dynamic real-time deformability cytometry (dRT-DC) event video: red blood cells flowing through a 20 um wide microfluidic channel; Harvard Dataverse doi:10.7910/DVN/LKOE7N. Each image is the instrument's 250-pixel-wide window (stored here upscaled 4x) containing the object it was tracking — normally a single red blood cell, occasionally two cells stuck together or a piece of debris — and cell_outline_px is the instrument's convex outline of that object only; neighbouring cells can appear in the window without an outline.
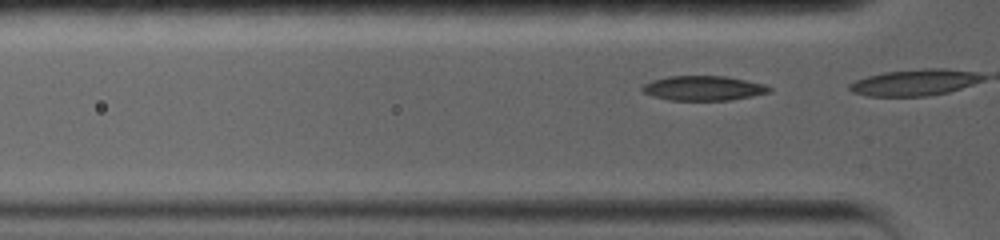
{"species": "common noctule bat (a hibernating species)", "species_latin": "Nyctalus noctula", "temperature_condition": "warm", "stored_images_in_passage": 4, "camera_frame_rate_fps": 5000, "um_per_image_px": 0.085, "animal": {"sex": "female", "body_mass_g": 19.0, "forearm_length_mm": 56.7}, "frame": {"image": 1, "passage_image": 2, "time_ms": 0.2, "image_size_px": [1000, 240], "cell_outline_px": [[772, 92], [732, 100], [668, 100], [652, 96], [644, 92], [640, 88], [644, 84], [652, 80], [668, 76], [724, 76], [764, 84], [772, 88]], "centroid_in_image_um": [59.78, 7.5], "position_along_channel_um": 66.0, "area_um2": 18.26}}